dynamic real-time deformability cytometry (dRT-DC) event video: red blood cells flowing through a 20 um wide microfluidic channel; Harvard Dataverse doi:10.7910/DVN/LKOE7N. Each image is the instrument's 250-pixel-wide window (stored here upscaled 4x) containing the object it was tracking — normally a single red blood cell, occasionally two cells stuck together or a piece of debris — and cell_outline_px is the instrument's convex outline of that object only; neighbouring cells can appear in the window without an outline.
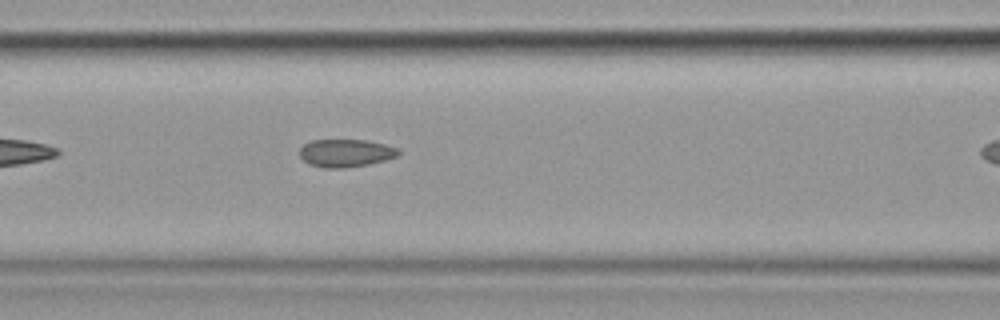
{"species": "common noctule bat (a hibernating species)", "species_latin": "Nyctalus noctula", "temperature_condition": "cold", "stored_images_in_passage": 31, "camera_frame_rate_fps": 3000, "um_per_image_px": 0.085, "animal": {"sex": "female", "body_mass_g": 19.9}, "frame": {"image": 1, "passage_image": 7, "time_ms": 2.0, "image_size_px": [1000, 320], "cell_outline_px": [[400, 156], [368, 164], [344, 168], [324, 168], [308, 164], [300, 156], [300, 148], [304, 144], [312, 140], [368, 140], [400, 148]], "centroid_in_image_um": [29.41, 13.01], "position_along_channel_um": 137.2, "area_um2": 16.13}}
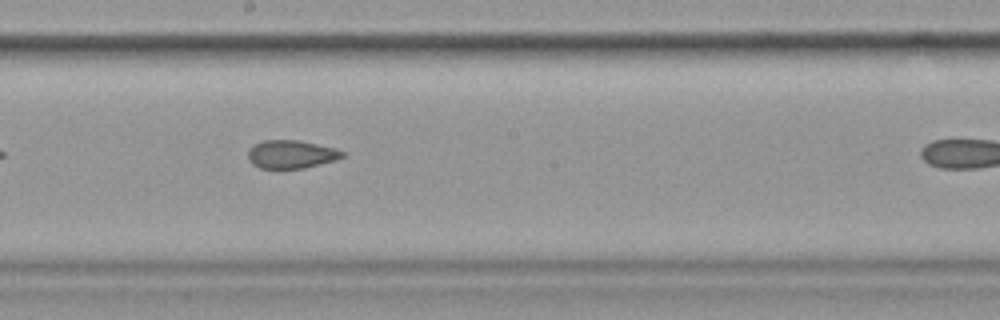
{"frame": {"image": 2, "passage_image": 14, "time_ms": 4.333, "image_size_px": [1000, 320], "cell_outline_px": [[344, 156], [336, 160], [304, 168], [260, 168], [252, 164], [248, 160], [248, 148], [264, 140], [296, 140], [316, 144], [332, 148], [344, 152]], "centroid_in_image_um": [24.71, 13.12], "position_along_channel_um": 223.5, "area_um2": 15.32}}
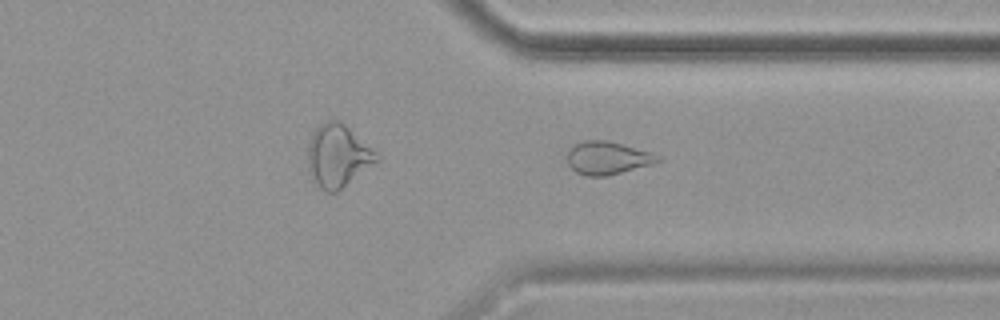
{"frame": {"image": 3, "passage_image": 25, "time_ms": 8.0, "image_size_px": [1000, 320], "cell_outline_px": [[660, 160], [652, 164], [608, 176], [588, 176], [576, 172], [568, 164], [568, 148], [572, 144], [584, 140], [604, 140], [652, 152], [660, 156]], "centroid_in_image_um": [51.61, 13.42], "position_along_channel_um": 359.8, "area_um2": 17.34}}